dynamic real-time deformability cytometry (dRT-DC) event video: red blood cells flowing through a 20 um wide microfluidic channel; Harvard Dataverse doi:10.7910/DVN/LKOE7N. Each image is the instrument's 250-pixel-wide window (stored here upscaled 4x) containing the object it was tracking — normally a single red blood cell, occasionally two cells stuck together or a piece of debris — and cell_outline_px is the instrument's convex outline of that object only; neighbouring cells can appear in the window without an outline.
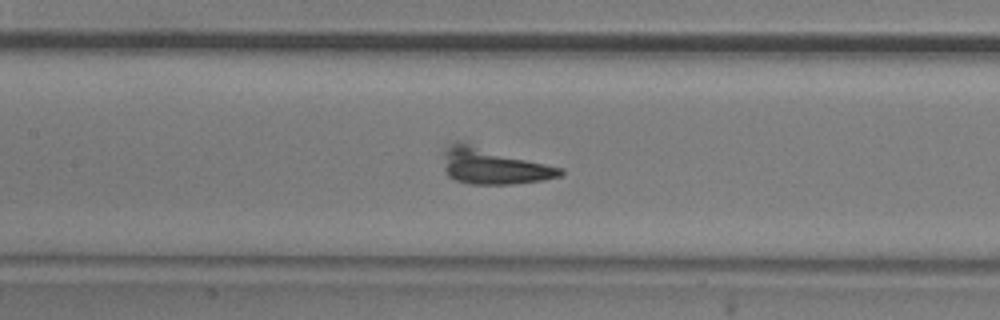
{"species": "common noctule bat (a hibernating species)", "species_latin": "Nyctalus noctula", "temperature_condition": "room temperature", "stored_images_in_passage": 54, "camera_frame_rate_fps": 3000, "um_per_image_px": 0.085, "animal": {"sex": "male", "body_mass_g": 20.5, "forearm_length_mm": 52.5}, "frame": {"image": 1, "passage_image": 24, "time_ms": 7.667, "image_size_px": [1000, 320], "cell_outline_px": [[564, 172], [560, 176], [544, 180], [512, 184], [468, 184], [456, 180], [448, 176], [444, 172], [444, 152], [456, 140], [464, 140], [564, 168]], "centroid_in_image_um": [41.96, 14.09], "position_along_channel_um": 165.4, "area_um2": 25.26}}